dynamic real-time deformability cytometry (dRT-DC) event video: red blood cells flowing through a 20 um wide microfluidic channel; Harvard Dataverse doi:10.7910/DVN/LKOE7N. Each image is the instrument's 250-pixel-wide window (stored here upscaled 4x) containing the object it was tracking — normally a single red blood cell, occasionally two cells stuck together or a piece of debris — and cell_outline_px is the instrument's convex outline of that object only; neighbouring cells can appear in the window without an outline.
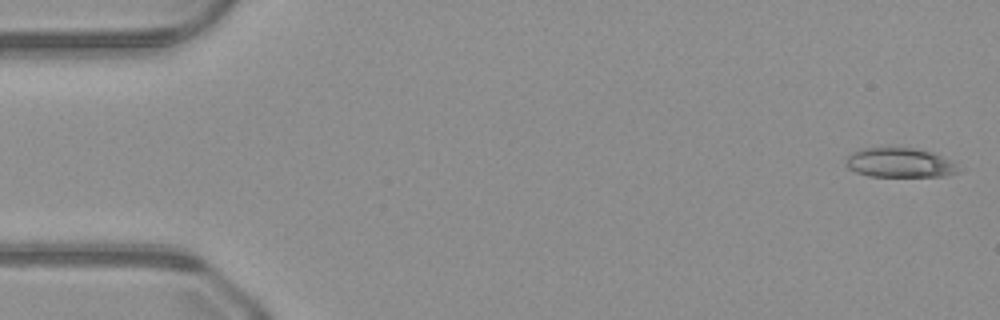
{"species": "common noctule bat (a hibernating species)", "species_latin": "Nyctalus noctula", "temperature_condition": "warm", "stored_images_in_passage": 49, "camera_frame_rate_fps": 3000, "um_per_image_px": 0.085, "animal": {"sex": "male", "body_mass_g": 23.1, "forearm_length_mm": 52.7}, "frame": {"image": 1, "passage_image": 1, "time_ms": 0.0, "image_size_px": [1000, 320], "cell_outline_px": [[960, 172], [944, 176], [868, 176], [856, 172], [848, 168], [844, 164], [848, 156], [852, 152], [860, 148], [912, 148], [932, 152], [952, 160]], "centroid_in_image_um": [76.46, 13.83], "position_along_channel_um": 8.5, "area_um2": 19.31}}
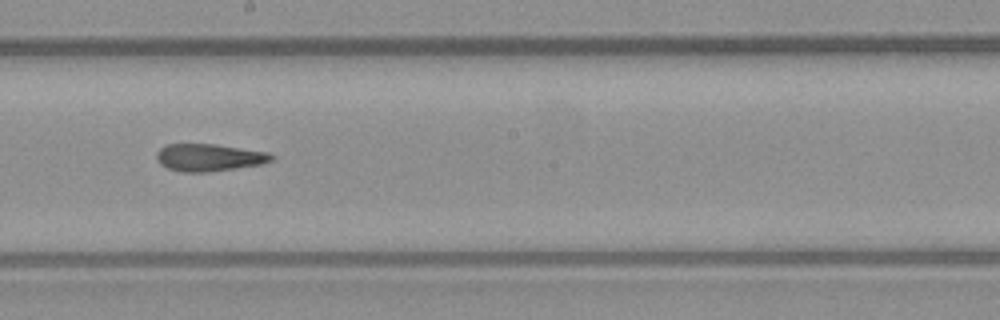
{"frame": {"image": 2, "passage_image": 27, "time_ms": 8.667, "image_size_px": [1000, 320], "cell_outline_px": [[276, 156], [272, 160], [264, 164], [208, 172], [180, 172], [168, 168], [160, 164], [156, 160], [156, 152], [160, 148], [168, 144], [216, 144], [268, 152]], "centroid_in_image_um": [17.78, 13.39], "position_along_channel_um": 230.4, "area_um2": 18.5}}
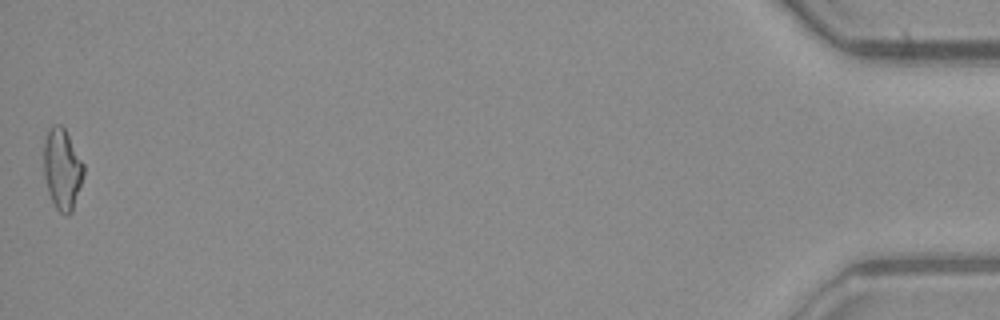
{"frame": {"image": 3, "passage_image": 49, "time_ms": 16.0, "image_size_px": [1000, 320], "cell_outline_px": [[84, 176], [72, 212], [68, 216], [64, 216], [56, 208], [48, 192], [44, 176], [44, 140], [48, 128], [52, 124], [60, 124], [64, 128], [84, 164]], "centroid_in_image_um": [5.28, 14.38], "position_along_channel_um": 429.9, "area_um2": 18.96}}